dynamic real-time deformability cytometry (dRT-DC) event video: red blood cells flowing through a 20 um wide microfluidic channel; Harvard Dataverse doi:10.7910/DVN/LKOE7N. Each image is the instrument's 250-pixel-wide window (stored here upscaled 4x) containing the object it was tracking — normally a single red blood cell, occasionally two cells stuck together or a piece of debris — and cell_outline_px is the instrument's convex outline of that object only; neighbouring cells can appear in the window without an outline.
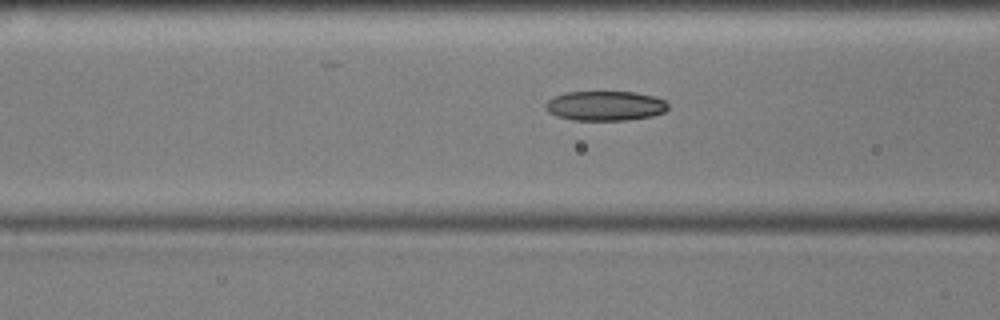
{"species": "common noctule bat (a hibernating species)", "species_latin": "Nyctalus noctula", "temperature_condition": "cold", "stored_images_in_passage": 42, "camera_frame_rate_fps": 3000, "um_per_image_px": 0.085, "animal": {"sex": "male", "body_mass_g": 17.9, "forearm_length_mm": 54.2}, "frame": {"image": 1, "passage_image": 7, "time_ms": 2.0, "image_size_px": [1000, 320], "cell_outline_px": [[668, 108], [664, 112], [652, 116], [628, 120], [572, 120], [556, 116], [548, 112], [544, 108], [544, 104], [552, 96], [564, 92], [636, 92], [656, 96], [664, 100], [668, 104]], "centroid_in_image_um": [51.41, 8.99], "position_along_channel_um": 115.2, "area_um2": 21.5}}
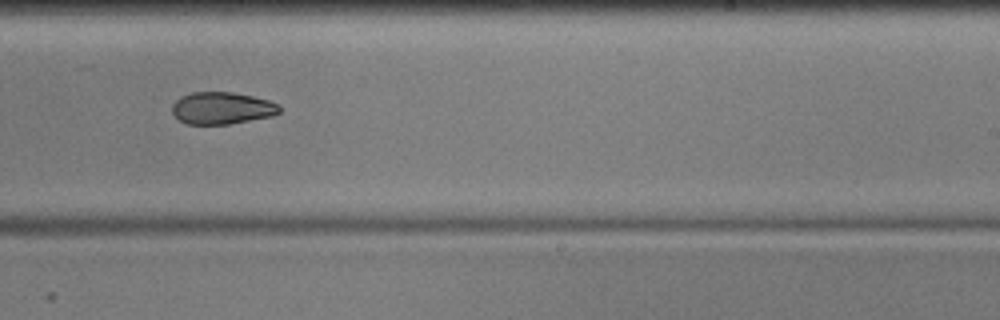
{"frame": {"image": 2, "passage_image": 20, "time_ms": 6.333, "image_size_px": [1000, 320], "cell_outline_px": [[280, 112], [272, 116], [228, 124], [188, 124], [180, 120], [172, 112], [172, 104], [180, 96], [192, 92], [232, 92], [252, 96], [268, 100], [280, 104]], "centroid_in_image_um": [18.86, 9.18], "position_along_channel_um": 270.1, "area_um2": 20.06}}
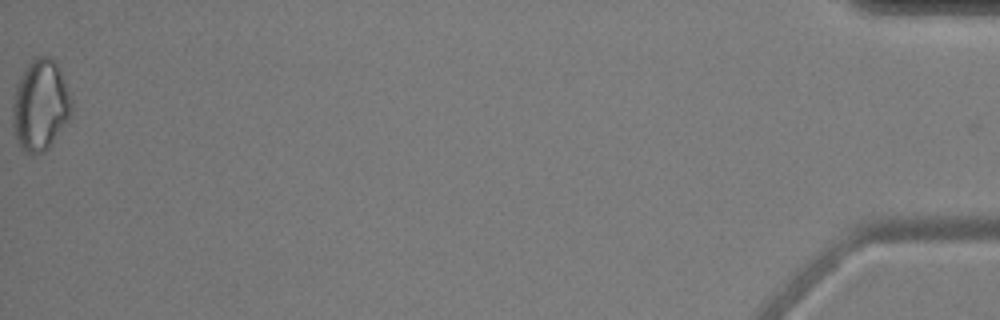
{"frame": {"image": 3, "passage_image": 42, "time_ms": 13.667, "image_size_px": [1000, 320], "cell_outline_px": [[72, 108], [68, 120], [52, 144], [44, 152], [36, 156], [32, 156], [24, 152], [20, 148], [12, 128], [12, 104], [16, 84], [24, 68], [36, 56], [52, 56], [56, 60], [72, 100]], "centroid_in_image_um": [3.41, 8.97], "position_along_channel_um": 431.8, "area_um2": 31.85}}